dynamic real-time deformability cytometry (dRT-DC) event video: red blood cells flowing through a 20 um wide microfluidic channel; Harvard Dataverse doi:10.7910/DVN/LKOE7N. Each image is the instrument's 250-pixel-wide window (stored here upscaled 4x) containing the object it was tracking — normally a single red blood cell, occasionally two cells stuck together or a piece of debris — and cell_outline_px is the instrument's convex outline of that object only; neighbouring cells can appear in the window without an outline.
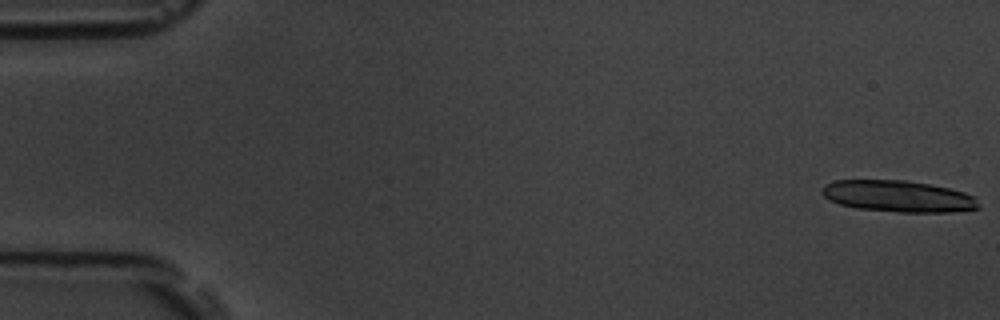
{"species": "common noctule bat (a hibernating species)", "species_latin": "Nyctalus noctula", "temperature_condition": "room temperature", "stored_images_in_passage": 54, "camera_frame_rate_fps": 3000, "um_per_image_px": 0.085, "animal": {"sex": "male", "body_mass_g": 19.5, "forearm_length_mm": 54.6}, "frame": {"image": 1, "passage_image": 1, "time_ms": 0.0, "image_size_px": [1000, 320], "cell_outline_px": [[980, 208], [952, 212], [896, 212], [856, 208], [840, 204], [828, 200], [824, 196], [824, 184], [836, 180], [904, 180], [928, 184], [948, 188], [964, 192], [976, 196]], "centroid_in_image_um": [76.37, 16.69], "position_along_channel_um": 8.6, "area_um2": 28.73}}
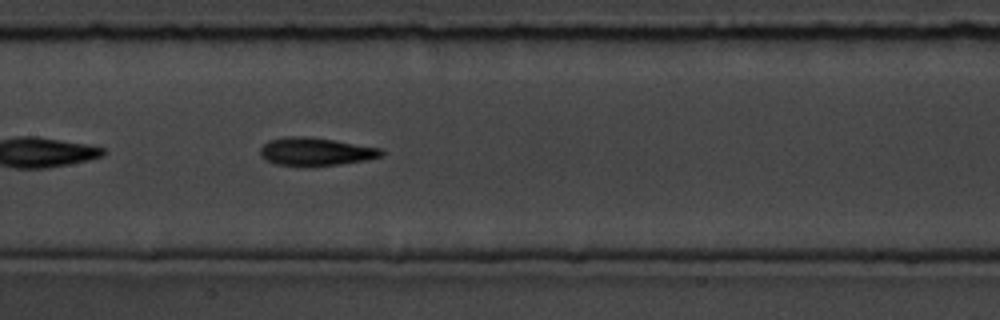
{"frame": {"image": 2, "passage_image": 27, "time_ms": 8.667, "image_size_px": [1000, 320], "cell_outline_px": [[384, 152], [380, 156], [368, 160], [340, 164], [304, 168], [300, 168], [276, 164], [264, 160], [260, 156], [260, 148], [268, 140], [288, 136], [304, 136], [332, 140], [380, 148]], "centroid_in_image_um": [26.76, 12.92], "position_along_channel_um": 180.6, "area_um2": 20.17}}
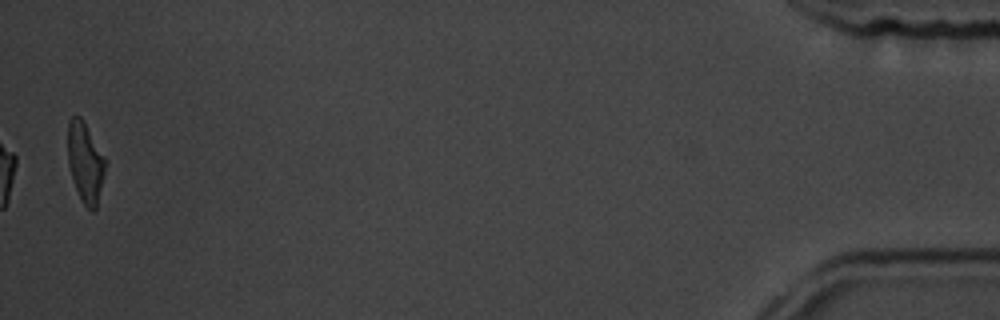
{"frame": {"image": 3, "passage_image": 54, "time_ms": 17.667, "image_size_px": [1000, 320], "cell_outline_px": [[104, 172], [96, 208], [92, 212], [80, 200], [68, 164], [68, 120], [72, 116], [80, 116], [84, 120], [104, 156]], "centroid_in_image_um": [7.22, 13.77], "position_along_channel_um": 428.0, "area_um2": 17.22}, "authors_computed_cell_mechanics": {"area_um2": 19.4497, "velocity_mm_per_s": 3.79, "shape_relaxation_time_tau1_ms": 4.0403, "shape_relaxation_time_tau2_ms": 4.0725, "deformation_change_tau1": 0.1641, "deformation_change_tau2": 0.13}}